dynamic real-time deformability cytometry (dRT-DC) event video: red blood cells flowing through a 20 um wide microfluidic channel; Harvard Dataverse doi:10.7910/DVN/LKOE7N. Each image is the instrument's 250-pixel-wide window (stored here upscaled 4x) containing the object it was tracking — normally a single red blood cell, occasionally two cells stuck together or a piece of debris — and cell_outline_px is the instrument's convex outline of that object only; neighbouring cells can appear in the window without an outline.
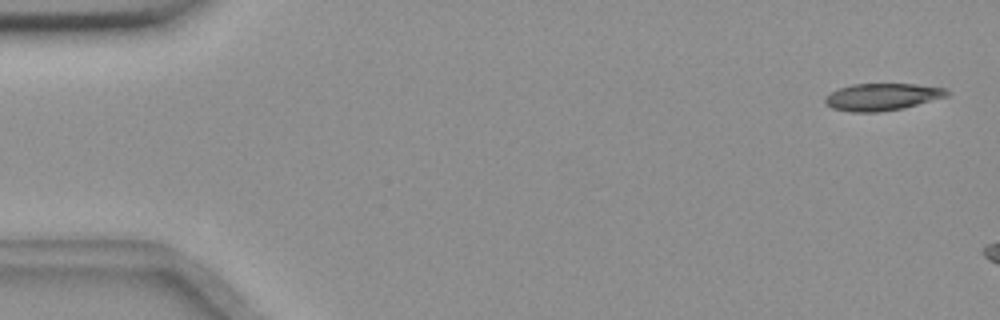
{"species": "common noctule bat (a hibernating species)", "species_latin": "Nyctalus noctula", "temperature_condition": "room temperature", "stored_images_in_passage": 8, "camera_frame_rate_fps": 3000, "um_per_image_px": 0.085, "animal": {"sex": "female", "body_mass_g": 18.4}, "frame": {"image": 1, "passage_image": 2, "time_ms": 0.333, "image_size_px": [1000, 320], "cell_outline_px": [[952, 92], [948, 96], [904, 108], [880, 112], [852, 112], [832, 108], [824, 100], [824, 96], [840, 88], [852, 84], [916, 84], [944, 88]], "centroid_in_image_um": [75.01, 8.23], "position_along_channel_um": 10.0, "area_um2": 19.25}}